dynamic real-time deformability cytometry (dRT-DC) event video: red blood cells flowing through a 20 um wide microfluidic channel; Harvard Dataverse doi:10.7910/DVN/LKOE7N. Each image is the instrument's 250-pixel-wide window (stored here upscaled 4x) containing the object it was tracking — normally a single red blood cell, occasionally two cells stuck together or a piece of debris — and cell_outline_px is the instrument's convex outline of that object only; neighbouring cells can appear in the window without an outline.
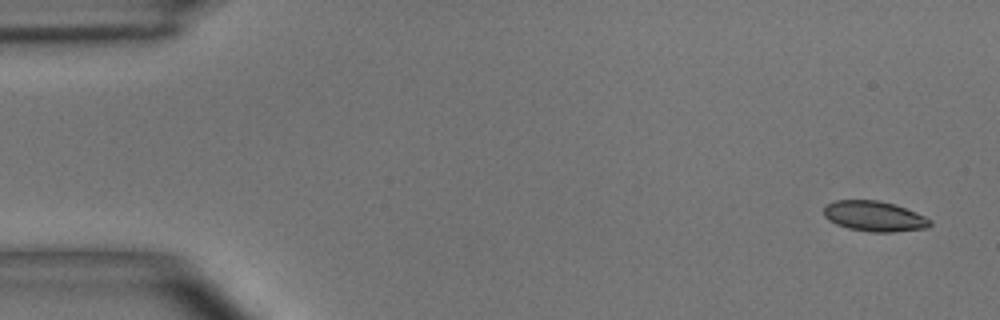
{"species": "common noctule bat (a hibernating species)", "species_latin": "Nyctalus noctula", "temperature_condition": "room temperature", "stored_images_in_passage": 4, "camera_frame_rate_fps": 3000, "um_per_image_px": 0.085, "animal": {"sex": "male", "body_mass_g": 15.6}, "frame": {"image": 1, "passage_image": 1, "time_ms": 0.0, "image_size_px": [1000, 320], "cell_outline_px": [[932, 224], [928, 228], [892, 232], [868, 232], [848, 228], [836, 224], [828, 220], [824, 216], [824, 208], [828, 204], [836, 200], [876, 200], [892, 204], [904, 208], [924, 216], [932, 220]], "centroid_in_image_um": [74.31, 18.39], "position_along_channel_um": 10.7, "area_um2": 18.67}}
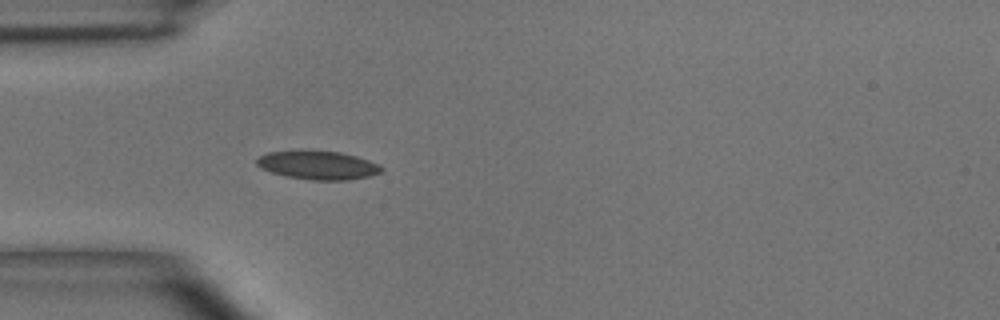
{"frame": {"image": 2, "passage_image": 4, "time_ms": 4.333, "image_size_px": [1000, 320], "cell_outline_px": [[384, 172], [368, 176], [348, 180], [312, 180], [288, 176], [272, 172], [260, 168], [256, 164], [256, 160], [260, 156], [268, 152], [340, 152], [356, 156], [380, 164], [384, 168]], "centroid_in_image_um": [27.09, 14.06], "position_along_channel_um": 57.9, "area_um2": 20.29}}